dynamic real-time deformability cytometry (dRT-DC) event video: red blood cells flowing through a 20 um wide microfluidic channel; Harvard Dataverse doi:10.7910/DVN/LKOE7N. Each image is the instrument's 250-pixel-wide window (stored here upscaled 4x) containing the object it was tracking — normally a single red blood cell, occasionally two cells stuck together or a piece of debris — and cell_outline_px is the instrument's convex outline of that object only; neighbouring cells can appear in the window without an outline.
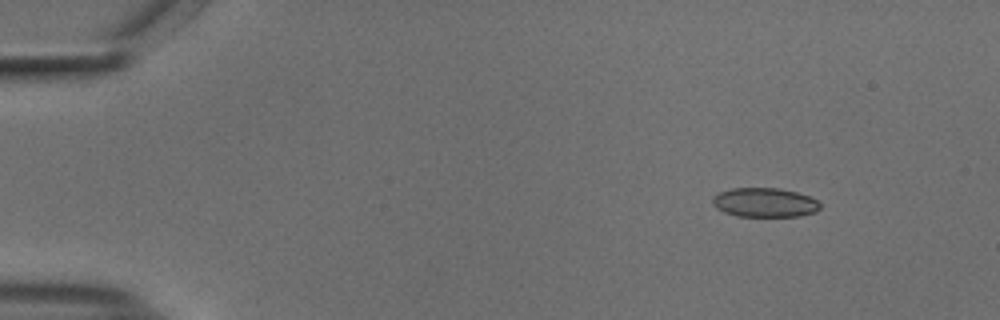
{"species": "common noctule bat (a hibernating species)", "species_latin": "Nyctalus noctula", "temperature_condition": "cold", "stored_images_in_passage": 49, "camera_frame_rate_fps": 3000, "um_per_image_px": 0.085, "animal": {"sex": "male", "body_mass_g": 18.8}, "frame": {"image": 1, "passage_image": 1, "time_ms": 0.0, "image_size_px": [1000, 320], "cell_outline_px": [[820, 208], [816, 212], [800, 216], [736, 216], [724, 212], [716, 208], [712, 204], [712, 196], [720, 192], [732, 188], [776, 188], [796, 192], [808, 196], [816, 200], [820, 204]], "centroid_in_image_um": [64.97, 17.22], "position_along_channel_um": 20.0, "area_um2": 18.32}}
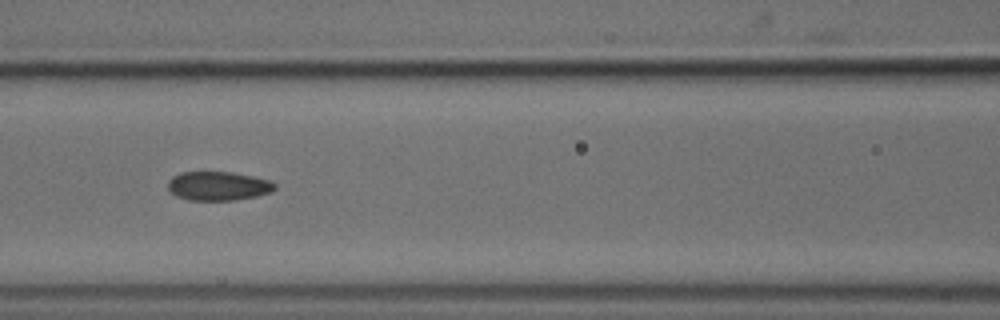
{"frame": {"image": 2, "passage_image": 19, "time_ms": 6.0, "image_size_px": [1000, 320], "cell_outline_px": [[276, 188], [272, 192], [256, 196], [236, 200], [188, 200], [176, 196], [168, 192], [168, 180], [172, 176], [180, 172], [232, 172], [272, 180], [276, 184]], "centroid_in_image_um": [18.54, 15.81], "position_along_channel_um": 148.1, "area_um2": 18.32}}
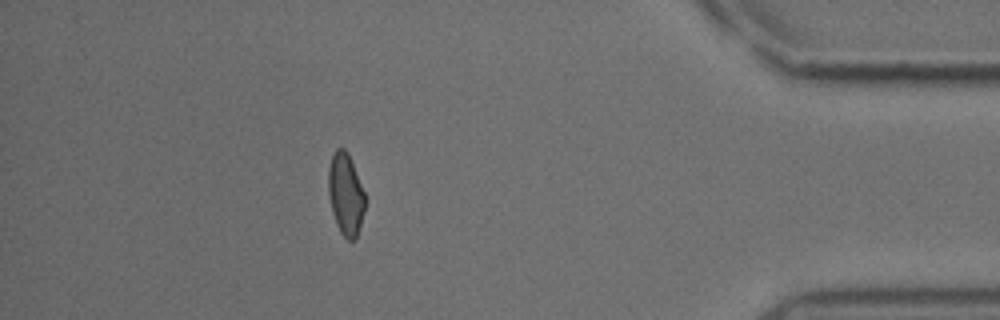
{"frame": {"image": 3, "passage_image": 43, "time_ms": 14.0, "image_size_px": [1000, 320], "cell_outline_px": [[368, 200], [356, 236], [352, 240], [348, 240], [340, 232], [336, 224], [332, 212], [328, 192], [328, 168], [332, 152], [336, 148], [344, 148], [348, 152]], "centroid_in_image_um": [29.38, 16.46], "position_along_channel_um": 405.8, "area_um2": 17.8}, "authors_computed_cell_mechanics": {"area_um2": 18.4382, "velocity_mm_per_s": 3.7329, "shape_relaxation_time_tau1_ms": 9.0431, "shape_relaxation_time_tau2_ms": 2.6353, "deformation_change_tau1": 0.1614, "deformation_change_tau2": 0.0557}}